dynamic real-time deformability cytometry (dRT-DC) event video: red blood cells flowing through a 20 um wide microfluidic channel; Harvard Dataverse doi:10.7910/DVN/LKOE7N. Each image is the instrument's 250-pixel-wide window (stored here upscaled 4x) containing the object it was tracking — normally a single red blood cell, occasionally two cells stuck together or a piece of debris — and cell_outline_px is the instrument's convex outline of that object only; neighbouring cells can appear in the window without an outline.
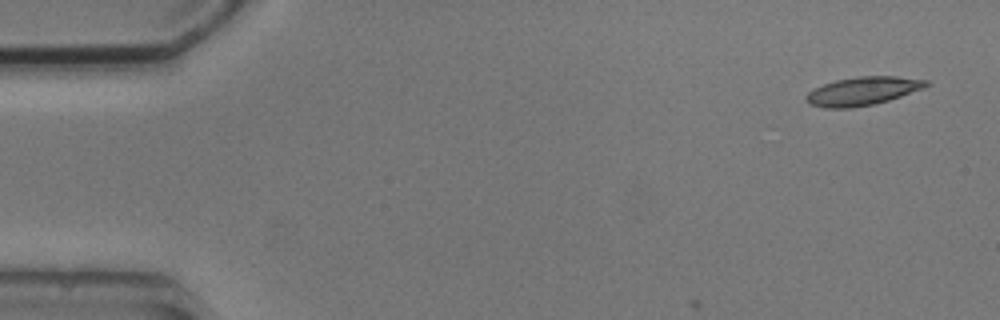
{"species": "common noctule bat (a hibernating species)", "species_latin": "Nyctalus noctula", "temperature_condition": "cold", "stored_images_in_passage": 7, "camera_frame_rate_fps": 3000, "um_per_image_px": 0.085, "animal": {"sex": "male", "body_mass_g": 20.5, "forearm_length_mm": 52.5}, "frame": {"image": 1, "passage_image": 1, "time_ms": 0.0, "image_size_px": [1000, 320], "cell_outline_px": [[932, 84], [924, 88], [876, 104], [852, 108], [824, 108], [808, 104], [804, 100], [804, 96], [808, 92], [824, 84], [836, 80], [860, 76], [896, 76], [928, 80]], "centroid_in_image_um": [73.32, 7.75], "position_along_channel_um": 11.7, "area_um2": 20.0}}